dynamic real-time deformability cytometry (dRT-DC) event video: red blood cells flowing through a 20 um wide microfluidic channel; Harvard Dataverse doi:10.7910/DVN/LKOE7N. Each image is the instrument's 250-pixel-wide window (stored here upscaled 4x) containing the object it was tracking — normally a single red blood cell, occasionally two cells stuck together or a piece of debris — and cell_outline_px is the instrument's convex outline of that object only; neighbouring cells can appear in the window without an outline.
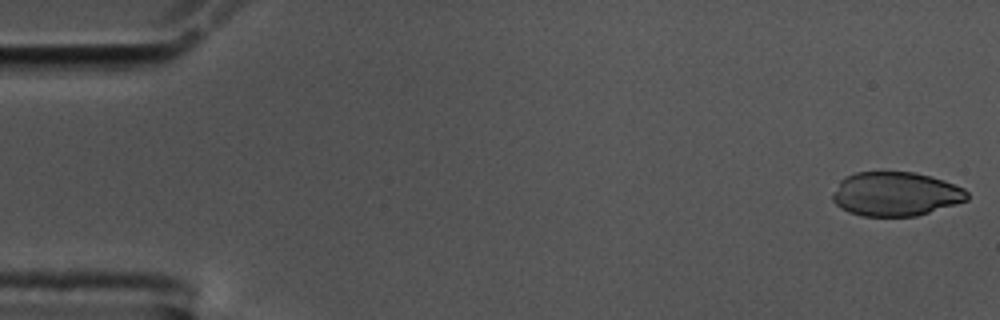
{"species": "common noctule bat (a hibernating species)", "species_latin": "Nyctalus noctula", "temperature_condition": "cold", "stored_images_in_passage": 55, "camera_frame_rate_fps": 3000, "um_per_image_px": 0.085, "animal": {"sex": "male", "body_mass_g": 17.5, "forearm_length_mm": 52.3}, "frame": {"image": 1, "passage_image": 1, "time_ms": 0.0, "image_size_px": [1000, 320], "cell_outline_px": [[968, 200], [916, 216], [860, 216], [848, 212], [840, 208], [832, 200], [832, 192], [840, 180], [844, 176], [856, 172], [912, 172], [932, 176], [944, 180], [964, 188], [968, 192]], "centroid_in_image_um": [76.1, 16.48], "position_along_channel_um": 8.9, "area_um2": 34.8}}